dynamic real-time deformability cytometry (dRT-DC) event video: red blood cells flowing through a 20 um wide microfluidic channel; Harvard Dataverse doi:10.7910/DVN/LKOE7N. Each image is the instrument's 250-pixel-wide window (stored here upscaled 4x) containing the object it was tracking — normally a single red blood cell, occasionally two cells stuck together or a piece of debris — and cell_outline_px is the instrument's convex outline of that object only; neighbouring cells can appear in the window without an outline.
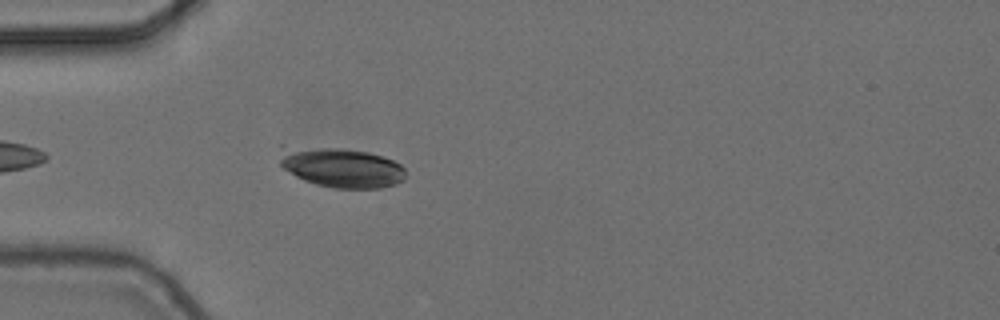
{"species": "common noctule bat (a hibernating species)", "species_latin": "Nyctalus noctula", "temperature_condition": "cold", "stored_images_in_passage": 5, "camera_frame_rate_fps": 3000, "um_per_image_px": 0.085, "animal": {"sex": "female", "body_mass_g": 24.6, "forearm_length_mm": 56.2}, "frame": {"image": 1, "passage_image": 5, "time_ms": 1.333, "image_size_px": [1000, 320], "cell_outline_px": [[404, 180], [396, 184], [380, 188], [336, 188], [316, 184], [304, 180], [296, 176], [284, 168], [280, 164], [280, 160], [284, 152], [324, 148], [336, 148], [368, 152], [384, 156], [400, 164], [404, 168]], "centroid_in_image_um": [29.17, 14.29], "position_along_channel_um": 55.8, "area_um2": 27.98}}